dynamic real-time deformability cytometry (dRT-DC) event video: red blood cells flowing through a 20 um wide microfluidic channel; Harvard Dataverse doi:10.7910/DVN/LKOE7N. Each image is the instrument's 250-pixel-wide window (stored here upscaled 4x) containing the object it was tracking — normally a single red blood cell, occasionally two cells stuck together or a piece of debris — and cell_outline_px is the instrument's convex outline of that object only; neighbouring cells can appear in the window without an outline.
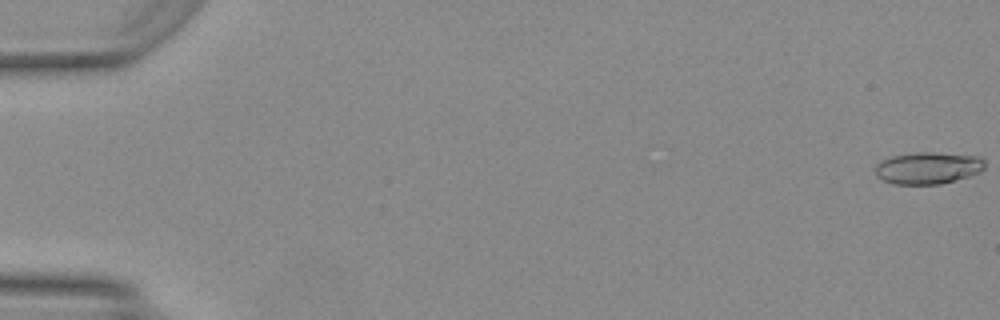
{"species": "Egyptian fruit bat (a non-hibernating species)", "species_latin": "Rousettus aegyptiacus", "temperature_condition": "warm", "stored_images_in_passage": 46, "segment_of_instrument_passage": [1, 2], "camera_frame_rate_fps": 3000, "um_per_image_px": 0.085, "animal": {"sex": "female"}, "frame": {"image": 1, "passage_image": 1, "time_ms": 0.0, "image_size_px": [1000, 320], "cell_outline_px": [[984, 168], [980, 172], [968, 176], [940, 184], [892, 184], [876, 176], [876, 164], [880, 160], [892, 156], [916, 152], [932, 152], [976, 156], [984, 160]], "centroid_in_image_um": [78.84, 14.27], "position_along_channel_um": 6.2, "area_um2": 20.29}}
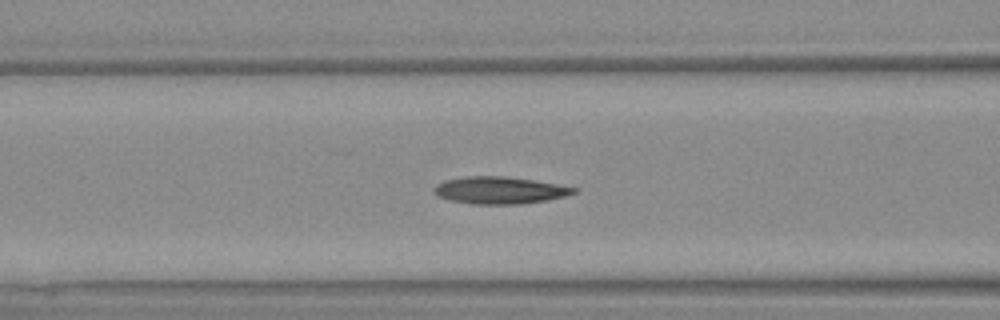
{"frame": {"image": 2, "passage_image": 16, "time_ms": 5.0, "image_size_px": [1000, 320], "cell_outline_px": [[576, 192], [564, 196], [544, 200], [520, 204], [472, 204], [448, 200], [436, 196], [432, 192], [444, 180], [464, 176], [504, 176], [532, 180], [576, 188]], "centroid_in_image_um": [42.4, 16.18], "position_along_channel_um": 124.2, "area_um2": 21.79}}
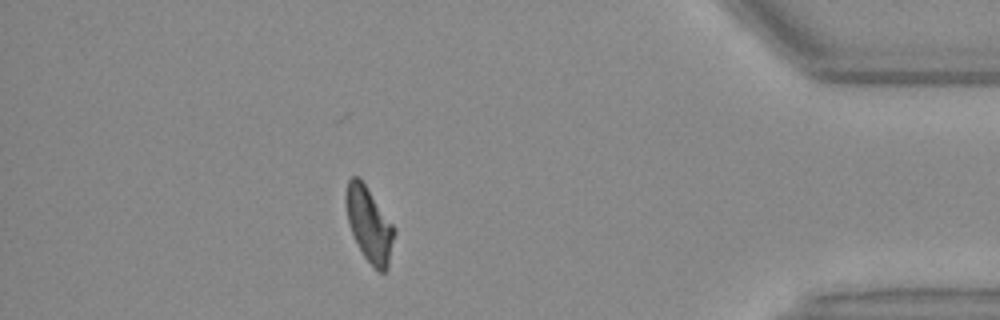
{"frame": {"image": 3, "passage_image": 39, "time_ms": 12.667, "image_size_px": [1000, 320], "cell_outline_px": [[396, 232], [388, 268], [384, 272], [380, 272], [364, 256], [352, 232], [348, 220], [344, 200], [344, 196], [348, 180], [352, 176], [360, 176], [396, 228]], "centroid_in_image_um": [31.4, 19.02], "position_along_channel_um": 403.8, "area_um2": 21.1}}